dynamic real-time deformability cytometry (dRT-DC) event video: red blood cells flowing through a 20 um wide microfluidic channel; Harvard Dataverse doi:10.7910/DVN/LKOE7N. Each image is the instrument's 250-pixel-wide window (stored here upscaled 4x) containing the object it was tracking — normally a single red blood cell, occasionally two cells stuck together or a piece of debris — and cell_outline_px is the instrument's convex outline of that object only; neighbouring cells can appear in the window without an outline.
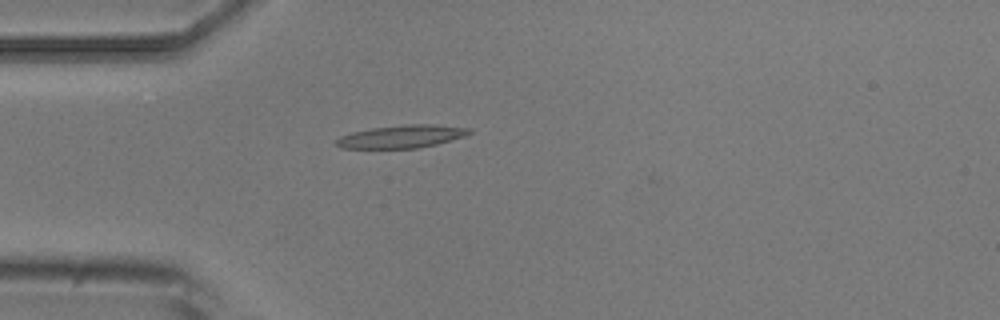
{"species": "common noctule bat (a hibernating species)", "species_latin": "Nyctalus noctula", "temperature_condition": "room temperature", "stored_images_in_passage": 1, "camera_frame_rate_fps": 3000, "um_per_image_px": 0.085, "animal": {"sex": "male", "body_mass_g": 20.5, "forearm_length_mm": 52.5}, "frame": {"image": 1, "passage_image": 1, "time_ms": 0.0, "image_size_px": [1000, 320], "cell_outline_px": [[472, 132], [464, 136], [436, 144], [416, 148], [340, 148], [332, 144], [340, 136], [352, 132], [372, 128], [404, 124], [436, 124], [472, 128]], "centroid_in_image_um": [34.12, 11.59], "position_along_channel_um": 50.9, "area_um2": 17.8}}